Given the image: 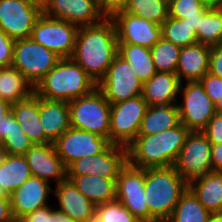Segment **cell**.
<instances>
[{
    "label": "cell",
    "mask_w": 222,
    "mask_h": 222,
    "mask_svg": "<svg viewBox=\"0 0 222 222\" xmlns=\"http://www.w3.org/2000/svg\"><path fill=\"white\" fill-rule=\"evenodd\" d=\"M34 93L33 85L13 66L0 68V98L10 104L17 103Z\"/></svg>",
    "instance_id": "obj_28"
},
{
    "label": "cell",
    "mask_w": 222,
    "mask_h": 222,
    "mask_svg": "<svg viewBox=\"0 0 222 222\" xmlns=\"http://www.w3.org/2000/svg\"><path fill=\"white\" fill-rule=\"evenodd\" d=\"M188 188L210 212H222V172L212 171L188 182Z\"/></svg>",
    "instance_id": "obj_25"
},
{
    "label": "cell",
    "mask_w": 222,
    "mask_h": 222,
    "mask_svg": "<svg viewBox=\"0 0 222 222\" xmlns=\"http://www.w3.org/2000/svg\"><path fill=\"white\" fill-rule=\"evenodd\" d=\"M4 155H5V151H4V149L2 148V146L0 145V163H1Z\"/></svg>",
    "instance_id": "obj_53"
},
{
    "label": "cell",
    "mask_w": 222,
    "mask_h": 222,
    "mask_svg": "<svg viewBox=\"0 0 222 222\" xmlns=\"http://www.w3.org/2000/svg\"><path fill=\"white\" fill-rule=\"evenodd\" d=\"M43 9L25 0H0V29L11 39L29 38Z\"/></svg>",
    "instance_id": "obj_14"
},
{
    "label": "cell",
    "mask_w": 222,
    "mask_h": 222,
    "mask_svg": "<svg viewBox=\"0 0 222 222\" xmlns=\"http://www.w3.org/2000/svg\"><path fill=\"white\" fill-rule=\"evenodd\" d=\"M123 12L142 17L157 25L168 18V0H129Z\"/></svg>",
    "instance_id": "obj_35"
},
{
    "label": "cell",
    "mask_w": 222,
    "mask_h": 222,
    "mask_svg": "<svg viewBox=\"0 0 222 222\" xmlns=\"http://www.w3.org/2000/svg\"><path fill=\"white\" fill-rule=\"evenodd\" d=\"M202 132L211 143H222V114L216 113Z\"/></svg>",
    "instance_id": "obj_42"
},
{
    "label": "cell",
    "mask_w": 222,
    "mask_h": 222,
    "mask_svg": "<svg viewBox=\"0 0 222 222\" xmlns=\"http://www.w3.org/2000/svg\"><path fill=\"white\" fill-rule=\"evenodd\" d=\"M49 222H75L71 217L66 213L59 210L58 208L53 209L50 207V217Z\"/></svg>",
    "instance_id": "obj_47"
},
{
    "label": "cell",
    "mask_w": 222,
    "mask_h": 222,
    "mask_svg": "<svg viewBox=\"0 0 222 222\" xmlns=\"http://www.w3.org/2000/svg\"><path fill=\"white\" fill-rule=\"evenodd\" d=\"M67 179L95 206L116 199V179L97 175H67Z\"/></svg>",
    "instance_id": "obj_26"
},
{
    "label": "cell",
    "mask_w": 222,
    "mask_h": 222,
    "mask_svg": "<svg viewBox=\"0 0 222 222\" xmlns=\"http://www.w3.org/2000/svg\"><path fill=\"white\" fill-rule=\"evenodd\" d=\"M97 87L85 70L71 58H61L37 83L34 93L48 100L70 102Z\"/></svg>",
    "instance_id": "obj_4"
},
{
    "label": "cell",
    "mask_w": 222,
    "mask_h": 222,
    "mask_svg": "<svg viewBox=\"0 0 222 222\" xmlns=\"http://www.w3.org/2000/svg\"><path fill=\"white\" fill-rule=\"evenodd\" d=\"M116 199L141 222H150V212L145 198V169L128 163L116 179Z\"/></svg>",
    "instance_id": "obj_12"
},
{
    "label": "cell",
    "mask_w": 222,
    "mask_h": 222,
    "mask_svg": "<svg viewBox=\"0 0 222 222\" xmlns=\"http://www.w3.org/2000/svg\"><path fill=\"white\" fill-rule=\"evenodd\" d=\"M50 217V205L35 210L29 214H27L22 219L24 222H49Z\"/></svg>",
    "instance_id": "obj_44"
},
{
    "label": "cell",
    "mask_w": 222,
    "mask_h": 222,
    "mask_svg": "<svg viewBox=\"0 0 222 222\" xmlns=\"http://www.w3.org/2000/svg\"><path fill=\"white\" fill-rule=\"evenodd\" d=\"M68 104L72 128L86 130L109 139L111 104L98 87Z\"/></svg>",
    "instance_id": "obj_5"
},
{
    "label": "cell",
    "mask_w": 222,
    "mask_h": 222,
    "mask_svg": "<svg viewBox=\"0 0 222 222\" xmlns=\"http://www.w3.org/2000/svg\"><path fill=\"white\" fill-rule=\"evenodd\" d=\"M180 124L177 104L170 106H148L141 121L138 135H153Z\"/></svg>",
    "instance_id": "obj_29"
},
{
    "label": "cell",
    "mask_w": 222,
    "mask_h": 222,
    "mask_svg": "<svg viewBox=\"0 0 222 222\" xmlns=\"http://www.w3.org/2000/svg\"><path fill=\"white\" fill-rule=\"evenodd\" d=\"M12 218L10 196L0 195V222H9Z\"/></svg>",
    "instance_id": "obj_46"
},
{
    "label": "cell",
    "mask_w": 222,
    "mask_h": 222,
    "mask_svg": "<svg viewBox=\"0 0 222 222\" xmlns=\"http://www.w3.org/2000/svg\"><path fill=\"white\" fill-rule=\"evenodd\" d=\"M127 164V148L110 144L103 152L80 158L67 167V175H97L117 179L120 170Z\"/></svg>",
    "instance_id": "obj_15"
},
{
    "label": "cell",
    "mask_w": 222,
    "mask_h": 222,
    "mask_svg": "<svg viewBox=\"0 0 222 222\" xmlns=\"http://www.w3.org/2000/svg\"><path fill=\"white\" fill-rule=\"evenodd\" d=\"M50 183L31 176L11 195V211L14 218H23L27 214L48 206Z\"/></svg>",
    "instance_id": "obj_19"
},
{
    "label": "cell",
    "mask_w": 222,
    "mask_h": 222,
    "mask_svg": "<svg viewBox=\"0 0 222 222\" xmlns=\"http://www.w3.org/2000/svg\"><path fill=\"white\" fill-rule=\"evenodd\" d=\"M182 102L177 103L180 123L189 131H203L210 119L216 114L215 103L205 93L200 81L180 84L179 94Z\"/></svg>",
    "instance_id": "obj_8"
},
{
    "label": "cell",
    "mask_w": 222,
    "mask_h": 222,
    "mask_svg": "<svg viewBox=\"0 0 222 222\" xmlns=\"http://www.w3.org/2000/svg\"><path fill=\"white\" fill-rule=\"evenodd\" d=\"M15 40L0 29V68L12 66Z\"/></svg>",
    "instance_id": "obj_40"
},
{
    "label": "cell",
    "mask_w": 222,
    "mask_h": 222,
    "mask_svg": "<svg viewBox=\"0 0 222 222\" xmlns=\"http://www.w3.org/2000/svg\"><path fill=\"white\" fill-rule=\"evenodd\" d=\"M208 9L222 8V0H199Z\"/></svg>",
    "instance_id": "obj_49"
},
{
    "label": "cell",
    "mask_w": 222,
    "mask_h": 222,
    "mask_svg": "<svg viewBox=\"0 0 222 222\" xmlns=\"http://www.w3.org/2000/svg\"><path fill=\"white\" fill-rule=\"evenodd\" d=\"M180 84L176 73L156 72L148 81L143 82L141 96L148 106L177 104Z\"/></svg>",
    "instance_id": "obj_21"
},
{
    "label": "cell",
    "mask_w": 222,
    "mask_h": 222,
    "mask_svg": "<svg viewBox=\"0 0 222 222\" xmlns=\"http://www.w3.org/2000/svg\"><path fill=\"white\" fill-rule=\"evenodd\" d=\"M118 43L151 48L162 37L161 26L137 15L119 12L113 18Z\"/></svg>",
    "instance_id": "obj_16"
},
{
    "label": "cell",
    "mask_w": 222,
    "mask_h": 222,
    "mask_svg": "<svg viewBox=\"0 0 222 222\" xmlns=\"http://www.w3.org/2000/svg\"><path fill=\"white\" fill-rule=\"evenodd\" d=\"M211 47L199 42L181 47L176 74L181 83L200 81L209 72Z\"/></svg>",
    "instance_id": "obj_22"
},
{
    "label": "cell",
    "mask_w": 222,
    "mask_h": 222,
    "mask_svg": "<svg viewBox=\"0 0 222 222\" xmlns=\"http://www.w3.org/2000/svg\"><path fill=\"white\" fill-rule=\"evenodd\" d=\"M0 145L5 154L25 155L34 145L24 133L13 113L10 111L2 119L0 125Z\"/></svg>",
    "instance_id": "obj_30"
},
{
    "label": "cell",
    "mask_w": 222,
    "mask_h": 222,
    "mask_svg": "<svg viewBox=\"0 0 222 222\" xmlns=\"http://www.w3.org/2000/svg\"><path fill=\"white\" fill-rule=\"evenodd\" d=\"M43 13L78 27L93 25L104 19L98 0H48Z\"/></svg>",
    "instance_id": "obj_17"
},
{
    "label": "cell",
    "mask_w": 222,
    "mask_h": 222,
    "mask_svg": "<svg viewBox=\"0 0 222 222\" xmlns=\"http://www.w3.org/2000/svg\"><path fill=\"white\" fill-rule=\"evenodd\" d=\"M211 146L202 131H190L173 165L175 170L187 182L212 172Z\"/></svg>",
    "instance_id": "obj_10"
},
{
    "label": "cell",
    "mask_w": 222,
    "mask_h": 222,
    "mask_svg": "<svg viewBox=\"0 0 222 222\" xmlns=\"http://www.w3.org/2000/svg\"><path fill=\"white\" fill-rule=\"evenodd\" d=\"M79 27L45 15L39 17L34 25L31 38L61 58H71Z\"/></svg>",
    "instance_id": "obj_9"
},
{
    "label": "cell",
    "mask_w": 222,
    "mask_h": 222,
    "mask_svg": "<svg viewBox=\"0 0 222 222\" xmlns=\"http://www.w3.org/2000/svg\"><path fill=\"white\" fill-rule=\"evenodd\" d=\"M207 10L199 0H168L169 16L183 19L195 34Z\"/></svg>",
    "instance_id": "obj_33"
},
{
    "label": "cell",
    "mask_w": 222,
    "mask_h": 222,
    "mask_svg": "<svg viewBox=\"0 0 222 222\" xmlns=\"http://www.w3.org/2000/svg\"><path fill=\"white\" fill-rule=\"evenodd\" d=\"M11 111V104L0 98V125L4 116Z\"/></svg>",
    "instance_id": "obj_48"
},
{
    "label": "cell",
    "mask_w": 222,
    "mask_h": 222,
    "mask_svg": "<svg viewBox=\"0 0 222 222\" xmlns=\"http://www.w3.org/2000/svg\"><path fill=\"white\" fill-rule=\"evenodd\" d=\"M31 176L24 155L5 154L0 163V195L10 196Z\"/></svg>",
    "instance_id": "obj_27"
},
{
    "label": "cell",
    "mask_w": 222,
    "mask_h": 222,
    "mask_svg": "<svg viewBox=\"0 0 222 222\" xmlns=\"http://www.w3.org/2000/svg\"><path fill=\"white\" fill-rule=\"evenodd\" d=\"M118 54L130 64L142 82L148 81L157 72L150 48L130 43H118Z\"/></svg>",
    "instance_id": "obj_31"
},
{
    "label": "cell",
    "mask_w": 222,
    "mask_h": 222,
    "mask_svg": "<svg viewBox=\"0 0 222 222\" xmlns=\"http://www.w3.org/2000/svg\"><path fill=\"white\" fill-rule=\"evenodd\" d=\"M180 50L181 47L161 37L150 48L156 71L176 73Z\"/></svg>",
    "instance_id": "obj_36"
},
{
    "label": "cell",
    "mask_w": 222,
    "mask_h": 222,
    "mask_svg": "<svg viewBox=\"0 0 222 222\" xmlns=\"http://www.w3.org/2000/svg\"><path fill=\"white\" fill-rule=\"evenodd\" d=\"M118 54V38L112 18L78 29L71 59L98 84Z\"/></svg>",
    "instance_id": "obj_1"
},
{
    "label": "cell",
    "mask_w": 222,
    "mask_h": 222,
    "mask_svg": "<svg viewBox=\"0 0 222 222\" xmlns=\"http://www.w3.org/2000/svg\"><path fill=\"white\" fill-rule=\"evenodd\" d=\"M143 82L130 64L117 54L108 67L105 77L97 84L110 104L137 97L142 94Z\"/></svg>",
    "instance_id": "obj_11"
},
{
    "label": "cell",
    "mask_w": 222,
    "mask_h": 222,
    "mask_svg": "<svg viewBox=\"0 0 222 222\" xmlns=\"http://www.w3.org/2000/svg\"><path fill=\"white\" fill-rule=\"evenodd\" d=\"M215 108H216V113L222 114V98L216 102Z\"/></svg>",
    "instance_id": "obj_52"
},
{
    "label": "cell",
    "mask_w": 222,
    "mask_h": 222,
    "mask_svg": "<svg viewBox=\"0 0 222 222\" xmlns=\"http://www.w3.org/2000/svg\"><path fill=\"white\" fill-rule=\"evenodd\" d=\"M197 42L216 46L222 44V9H208L197 27Z\"/></svg>",
    "instance_id": "obj_34"
},
{
    "label": "cell",
    "mask_w": 222,
    "mask_h": 222,
    "mask_svg": "<svg viewBox=\"0 0 222 222\" xmlns=\"http://www.w3.org/2000/svg\"><path fill=\"white\" fill-rule=\"evenodd\" d=\"M60 59L55 52L35 42L31 37L15 40L12 66L20 70L33 87Z\"/></svg>",
    "instance_id": "obj_6"
},
{
    "label": "cell",
    "mask_w": 222,
    "mask_h": 222,
    "mask_svg": "<svg viewBox=\"0 0 222 222\" xmlns=\"http://www.w3.org/2000/svg\"><path fill=\"white\" fill-rule=\"evenodd\" d=\"M209 73L222 79V44L211 47Z\"/></svg>",
    "instance_id": "obj_43"
},
{
    "label": "cell",
    "mask_w": 222,
    "mask_h": 222,
    "mask_svg": "<svg viewBox=\"0 0 222 222\" xmlns=\"http://www.w3.org/2000/svg\"><path fill=\"white\" fill-rule=\"evenodd\" d=\"M24 156L32 176L49 183L54 180L56 185L67 178V168L53 143L34 144Z\"/></svg>",
    "instance_id": "obj_18"
},
{
    "label": "cell",
    "mask_w": 222,
    "mask_h": 222,
    "mask_svg": "<svg viewBox=\"0 0 222 222\" xmlns=\"http://www.w3.org/2000/svg\"><path fill=\"white\" fill-rule=\"evenodd\" d=\"M25 1L30 2L31 4L36 5L41 9H44L48 3V0H25Z\"/></svg>",
    "instance_id": "obj_51"
},
{
    "label": "cell",
    "mask_w": 222,
    "mask_h": 222,
    "mask_svg": "<svg viewBox=\"0 0 222 222\" xmlns=\"http://www.w3.org/2000/svg\"><path fill=\"white\" fill-rule=\"evenodd\" d=\"M161 35L164 39L179 47H186L197 43L196 34L184 20L170 16L161 25Z\"/></svg>",
    "instance_id": "obj_37"
},
{
    "label": "cell",
    "mask_w": 222,
    "mask_h": 222,
    "mask_svg": "<svg viewBox=\"0 0 222 222\" xmlns=\"http://www.w3.org/2000/svg\"><path fill=\"white\" fill-rule=\"evenodd\" d=\"M9 222H24L22 218H12Z\"/></svg>",
    "instance_id": "obj_54"
},
{
    "label": "cell",
    "mask_w": 222,
    "mask_h": 222,
    "mask_svg": "<svg viewBox=\"0 0 222 222\" xmlns=\"http://www.w3.org/2000/svg\"><path fill=\"white\" fill-rule=\"evenodd\" d=\"M14 118L33 144L51 143L44 135L39 116V97L33 93L25 100L11 104Z\"/></svg>",
    "instance_id": "obj_24"
},
{
    "label": "cell",
    "mask_w": 222,
    "mask_h": 222,
    "mask_svg": "<svg viewBox=\"0 0 222 222\" xmlns=\"http://www.w3.org/2000/svg\"><path fill=\"white\" fill-rule=\"evenodd\" d=\"M200 83L203 85L205 93L215 104L222 98L221 78L208 72L200 79Z\"/></svg>",
    "instance_id": "obj_39"
},
{
    "label": "cell",
    "mask_w": 222,
    "mask_h": 222,
    "mask_svg": "<svg viewBox=\"0 0 222 222\" xmlns=\"http://www.w3.org/2000/svg\"><path fill=\"white\" fill-rule=\"evenodd\" d=\"M211 164L213 171L222 172V143H212Z\"/></svg>",
    "instance_id": "obj_45"
},
{
    "label": "cell",
    "mask_w": 222,
    "mask_h": 222,
    "mask_svg": "<svg viewBox=\"0 0 222 222\" xmlns=\"http://www.w3.org/2000/svg\"><path fill=\"white\" fill-rule=\"evenodd\" d=\"M206 222H222V212L210 213Z\"/></svg>",
    "instance_id": "obj_50"
},
{
    "label": "cell",
    "mask_w": 222,
    "mask_h": 222,
    "mask_svg": "<svg viewBox=\"0 0 222 222\" xmlns=\"http://www.w3.org/2000/svg\"><path fill=\"white\" fill-rule=\"evenodd\" d=\"M58 200L59 210L75 222H94L96 206L71 182L65 179L53 191Z\"/></svg>",
    "instance_id": "obj_20"
},
{
    "label": "cell",
    "mask_w": 222,
    "mask_h": 222,
    "mask_svg": "<svg viewBox=\"0 0 222 222\" xmlns=\"http://www.w3.org/2000/svg\"><path fill=\"white\" fill-rule=\"evenodd\" d=\"M94 222H141L119 200L114 199L95 208Z\"/></svg>",
    "instance_id": "obj_38"
},
{
    "label": "cell",
    "mask_w": 222,
    "mask_h": 222,
    "mask_svg": "<svg viewBox=\"0 0 222 222\" xmlns=\"http://www.w3.org/2000/svg\"><path fill=\"white\" fill-rule=\"evenodd\" d=\"M39 116L45 137L53 143L70 125V109L66 101L39 97Z\"/></svg>",
    "instance_id": "obj_23"
},
{
    "label": "cell",
    "mask_w": 222,
    "mask_h": 222,
    "mask_svg": "<svg viewBox=\"0 0 222 222\" xmlns=\"http://www.w3.org/2000/svg\"><path fill=\"white\" fill-rule=\"evenodd\" d=\"M53 144L67 168L80 158L91 157L103 152L111 143L106 137L70 127Z\"/></svg>",
    "instance_id": "obj_13"
},
{
    "label": "cell",
    "mask_w": 222,
    "mask_h": 222,
    "mask_svg": "<svg viewBox=\"0 0 222 222\" xmlns=\"http://www.w3.org/2000/svg\"><path fill=\"white\" fill-rule=\"evenodd\" d=\"M147 107L141 95L111 104L110 143L127 147L138 136Z\"/></svg>",
    "instance_id": "obj_7"
},
{
    "label": "cell",
    "mask_w": 222,
    "mask_h": 222,
    "mask_svg": "<svg viewBox=\"0 0 222 222\" xmlns=\"http://www.w3.org/2000/svg\"><path fill=\"white\" fill-rule=\"evenodd\" d=\"M129 0H98V8L104 18H113L123 12Z\"/></svg>",
    "instance_id": "obj_41"
},
{
    "label": "cell",
    "mask_w": 222,
    "mask_h": 222,
    "mask_svg": "<svg viewBox=\"0 0 222 222\" xmlns=\"http://www.w3.org/2000/svg\"><path fill=\"white\" fill-rule=\"evenodd\" d=\"M188 182L174 166L145 169V198L150 212V222H166Z\"/></svg>",
    "instance_id": "obj_3"
},
{
    "label": "cell",
    "mask_w": 222,
    "mask_h": 222,
    "mask_svg": "<svg viewBox=\"0 0 222 222\" xmlns=\"http://www.w3.org/2000/svg\"><path fill=\"white\" fill-rule=\"evenodd\" d=\"M189 132L180 123L160 133L138 135L126 147L127 163L141 169L173 166Z\"/></svg>",
    "instance_id": "obj_2"
},
{
    "label": "cell",
    "mask_w": 222,
    "mask_h": 222,
    "mask_svg": "<svg viewBox=\"0 0 222 222\" xmlns=\"http://www.w3.org/2000/svg\"><path fill=\"white\" fill-rule=\"evenodd\" d=\"M210 212L188 188L166 222H206Z\"/></svg>",
    "instance_id": "obj_32"
}]
</instances>
